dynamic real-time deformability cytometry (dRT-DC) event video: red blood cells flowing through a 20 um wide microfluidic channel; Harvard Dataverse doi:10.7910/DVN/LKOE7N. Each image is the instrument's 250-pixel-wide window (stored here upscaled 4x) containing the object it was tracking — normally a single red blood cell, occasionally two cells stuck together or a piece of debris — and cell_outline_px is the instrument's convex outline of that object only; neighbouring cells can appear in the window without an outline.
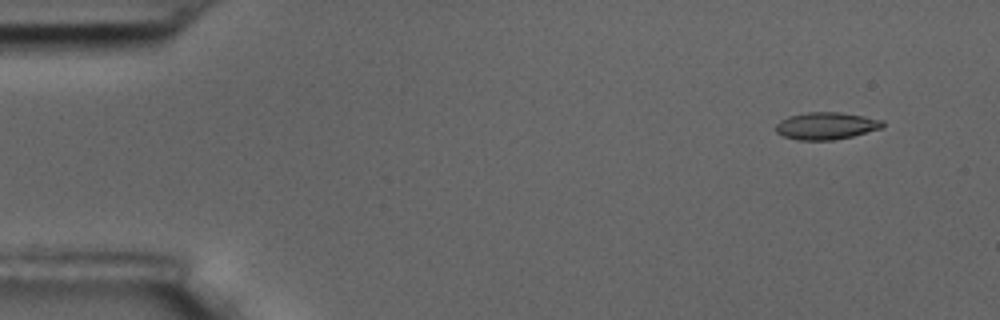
{"species": "common noctule bat (a hibernating species)", "species_latin": "Nyctalus noctula", "temperature_condition": "room temperature", "stored_images_in_passage": 9, "camera_frame_rate_fps": 3000, "um_per_image_px": 0.085, "animal": {"sex": "male", "body_mass_g": 17.5, "forearm_length_mm": 52.3}, "frame": {"image": 1, "passage_image": 2, "time_ms": 0.333, "image_size_px": [1000, 320], "cell_outline_px": [[884, 124], [880, 128], [852, 136], [832, 140], [796, 140], [784, 136], [776, 132], [776, 124], [780, 120], [788, 116], [808, 112], [840, 112], [864, 116], [884, 120]], "centroid_in_image_um": [70.2, 10.69], "position_along_channel_um": 14.8, "area_um2": 16.88}}
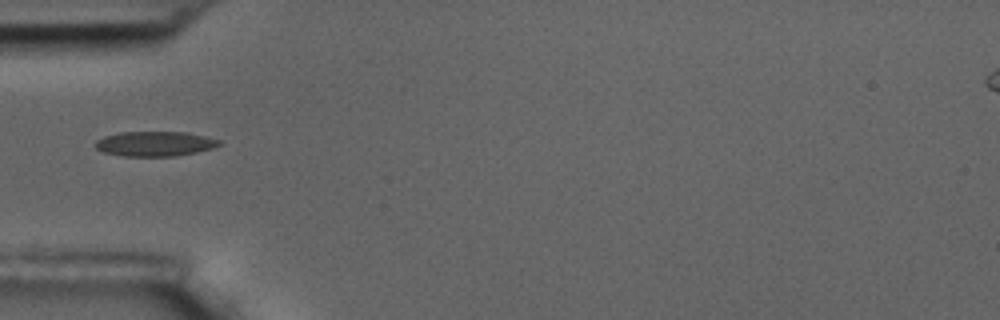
{"frame": {"image": 2, "passage_image": 6, "time_ms": 1.667, "image_size_px": [1000, 320], "cell_outline_px": [[220, 144], [212, 148], [196, 152], [176, 156], [124, 156], [104, 152], [96, 148], [92, 144], [96, 140], [104, 136], [120, 132], [188, 132], [220, 140]], "centroid_in_image_um": [13.12, 12.22], "position_along_channel_um": 71.9, "area_um2": 17.92}}
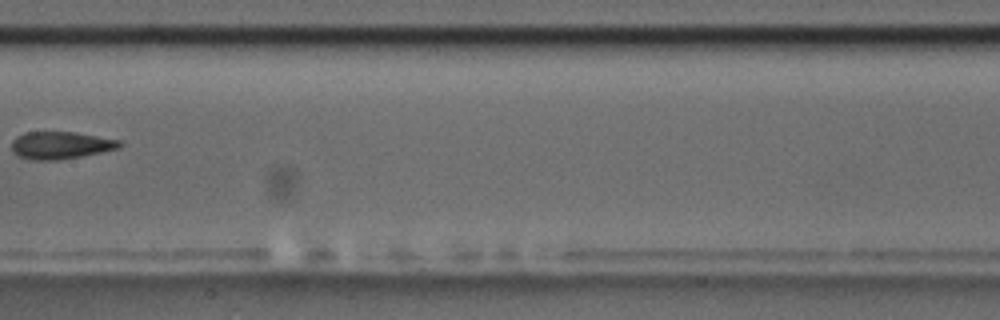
{"frame": {"image": 3, "passage_image": 9, "time_ms": 2.667, "image_size_px": [1000, 320], "cell_outline_px": [[124, 144], [120, 148], [80, 156], [56, 160], [32, 160], [16, 156], [12, 152], [12, 140], [16, 136], [24, 132], [76, 132], [120, 140]], "centroid_in_image_um": [5.13, 12.34], "position_along_channel_um": 202.3, "area_um2": 17.34}}